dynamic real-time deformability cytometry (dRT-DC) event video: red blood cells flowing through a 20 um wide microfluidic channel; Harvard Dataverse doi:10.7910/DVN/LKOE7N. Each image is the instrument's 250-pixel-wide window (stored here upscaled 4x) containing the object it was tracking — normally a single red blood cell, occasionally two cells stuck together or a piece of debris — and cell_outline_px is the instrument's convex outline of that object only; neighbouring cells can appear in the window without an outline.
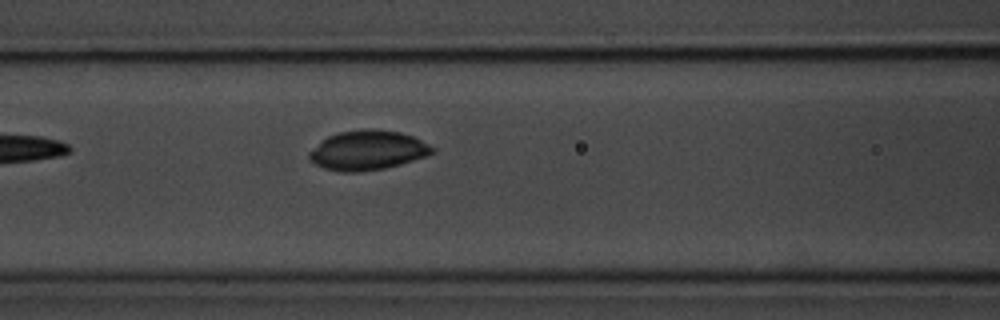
{"species": "common noctule bat (a hibernating species)", "species_latin": "Nyctalus noctula", "temperature_condition": "room temperature", "stored_images_in_passage": 7, "camera_frame_rate_fps": 3000, "um_per_image_px": 0.085, "animal": {"sex": "male", "body_mass_g": 20.1, "forearm_length_mm": 53.5}, "frame": {"image": 1, "passage_image": 7, "time_ms": 7.0, "image_size_px": [1000, 320], "cell_outline_px": [[436, 152], [400, 164], [384, 168], [360, 172], [340, 172], [324, 168], [316, 164], [308, 156], [308, 152], [320, 140], [328, 136], [340, 132], [364, 128], [372, 128], [400, 132], [412, 136], [436, 148]], "centroid_in_image_um": [31.23, 12.76], "position_along_channel_um": 135.4, "area_um2": 28.38}}